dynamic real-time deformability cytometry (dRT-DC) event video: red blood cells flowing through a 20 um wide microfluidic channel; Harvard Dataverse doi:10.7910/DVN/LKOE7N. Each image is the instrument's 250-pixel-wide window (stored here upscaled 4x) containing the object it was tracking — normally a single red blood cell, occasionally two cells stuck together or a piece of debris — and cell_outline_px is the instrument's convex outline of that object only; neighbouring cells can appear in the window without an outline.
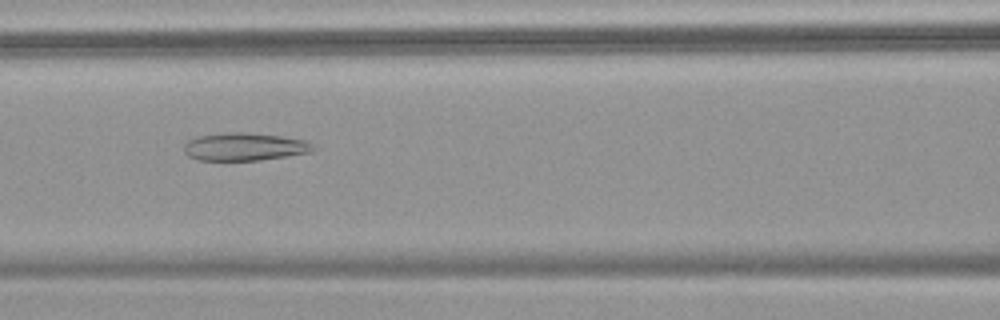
{"species": "common noctule bat (a hibernating species)", "species_latin": "Nyctalus noctula", "temperature_condition": "warm", "stored_images_in_passage": 55, "camera_frame_rate_fps": 3000, "um_per_image_px": 0.085, "animal": {"sex": "female", "body_mass_g": 18.4}, "frame": {"image": 1, "passage_image": 25, "time_ms": 8.0, "image_size_px": [1000, 320], "cell_outline_px": [[316, 148], [312, 152], [260, 160], [196, 160], [188, 156], [184, 152], [184, 144], [188, 140], [196, 136], [228, 132], [240, 132], [280, 136], [308, 140]], "centroid_in_image_um": [20.78, 12.47], "position_along_channel_um": 145.8, "area_um2": 21.04}}
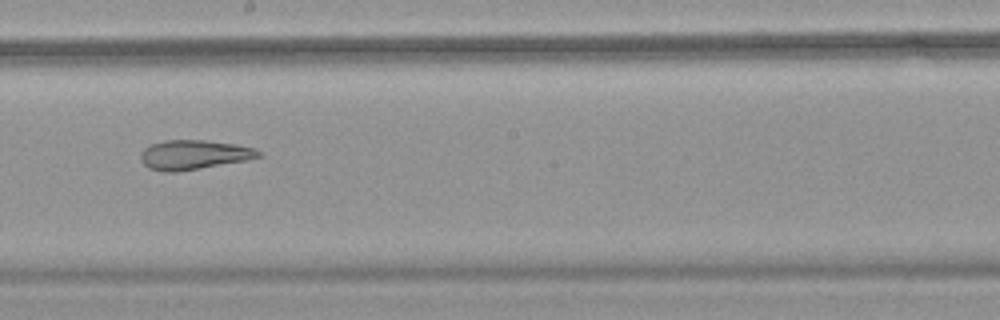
{"frame": {"image": 2, "passage_image": 32, "time_ms": 10.333, "image_size_px": [1000, 320], "cell_outline_px": [[264, 156], [248, 160], [176, 172], [164, 172], [148, 168], [140, 160], [140, 152], [144, 148], [152, 144], [164, 140], [208, 140], [236, 144], [256, 148], [264, 152]], "centroid_in_image_um": [16.52, 13.15], "position_along_channel_um": 231.7, "area_um2": 20.58}}
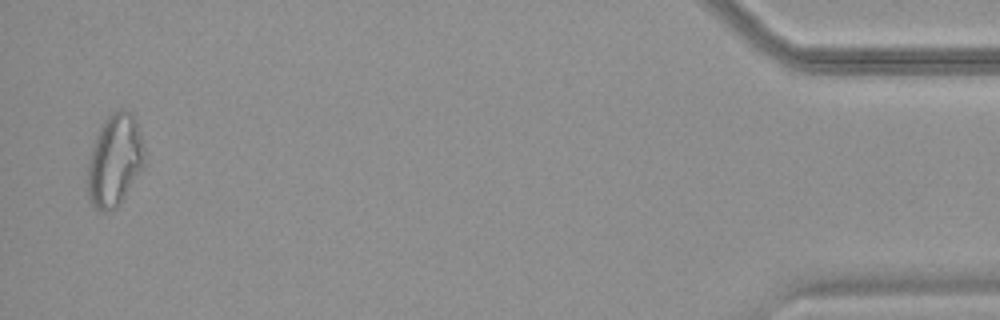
{"frame": {"image": 3, "passage_image": 54, "time_ms": 17.667, "image_size_px": [1000, 320], "cell_outline_px": [[144, 164], [120, 204], [116, 208], [108, 212], [100, 212], [88, 200], [88, 160], [100, 124], [112, 112], [124, 108], [132, 112], [136, 120], [140, 132], [144, 152]], "centroid_in_image_um": [9.74, 13.62], "position_along_channel_um": 425.5, "area_um2": 30.58}, "authors_computed_cell_mechanics": {"area_um2": 27.3972, "velocity_mm_per_s": 3.6965, "shape_relaxation_time_tau1_ms": null, "shape_relaxation_time_tau2_ms": 3.0067, "deformation_change_tau1": null, "deformation_change_tau2": 0.126}}